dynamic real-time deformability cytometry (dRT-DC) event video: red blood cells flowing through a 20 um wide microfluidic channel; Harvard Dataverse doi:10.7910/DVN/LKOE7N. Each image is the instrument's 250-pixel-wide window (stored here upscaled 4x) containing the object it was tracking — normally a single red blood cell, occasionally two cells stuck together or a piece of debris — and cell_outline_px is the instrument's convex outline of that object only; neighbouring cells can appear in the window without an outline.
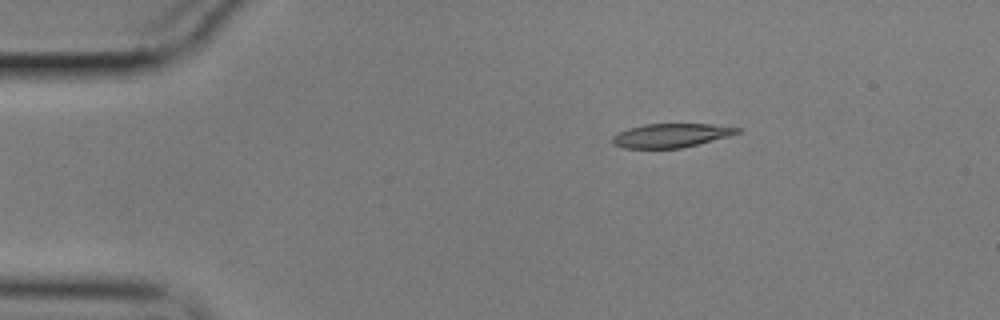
{"species": "common noctule bat (a hibernating species)", "species_latin": "Nyctalus noctula", "temperature_condition": "cold", "stored_images_in_passage": 9, "camera_frame_rate_fps": 3000, "um_per_image_px": 0.085, "animal": {"sex": "male", "body_mass_g": 17.9}, "frame": {"image": 1, "passage_image": 1, "time_ms": 0.0, "image_size_px": [1000, 320], "cell_outline_px": [[740, 132], [728, 136], [680, 148], [624, 148], [612, 144], [612, 136], [628, 128], [644, 124], [712, 124], [740, 128]], "centroid_in_image_um": [56.99, 11.51], "position_along_channel_um": 28.0, "area_um2": 17.17}}